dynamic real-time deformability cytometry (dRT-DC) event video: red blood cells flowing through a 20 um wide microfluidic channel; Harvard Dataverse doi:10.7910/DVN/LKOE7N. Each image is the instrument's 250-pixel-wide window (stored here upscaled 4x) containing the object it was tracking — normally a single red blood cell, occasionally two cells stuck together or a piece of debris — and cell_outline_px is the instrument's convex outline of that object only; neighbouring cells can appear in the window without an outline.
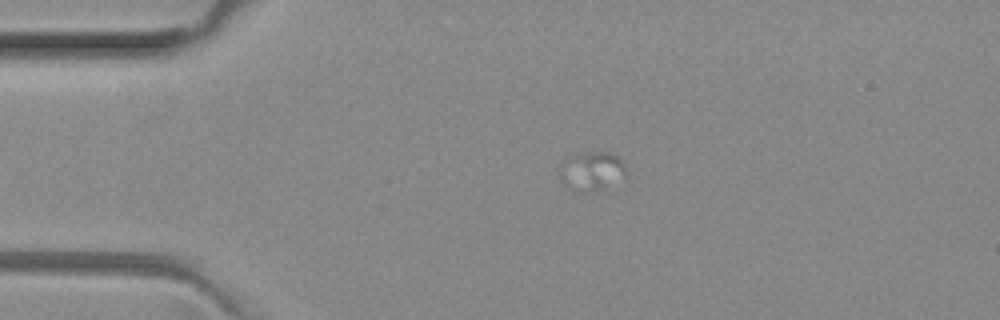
{"species": "common noctule bat (a hibernating species)", "species_latin": "Nyctalus noctula", "temperature_condition": "room temperature", "stored_images_in_passage": 4, "camera_frame_rate_fps": 3000, "um_per_image_px": 0.085, "animal": {"sex": "female", "body_mass_g": 29.2, "forearm_length_mm": 56.3}, "frame": {"image": 1, "passage_image": 3, "time_ms": 0.667, "image_size_px": [1000, 320], "cell_outline_px": [[628, 176], [604, 188], [584, 192], [572, 192], [560, 180], [560, 168], [568, 156], [588, 152], [608, 152], [616, 156], [624, 164]], "centroid_in_image_um": [50.29, 14.56], "position_along_channel_um": 34.7, "area_um2": 15.14}}
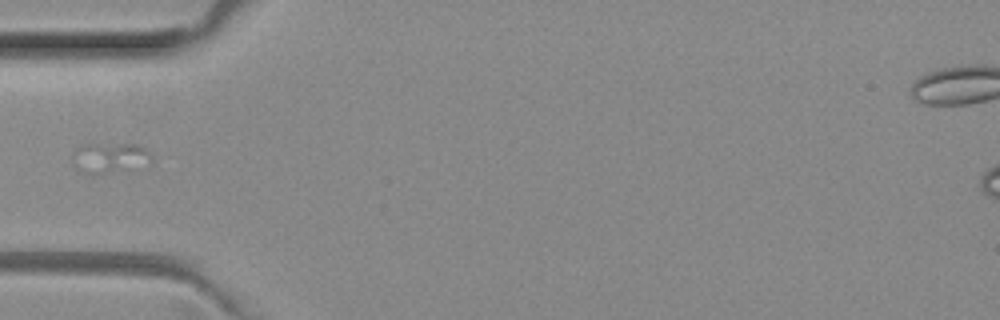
{"frame": {"image": 2, "passage_image": 4, "time_ms": 1.0, "image_size_px": [1000, 320], "cell_outline_px": [[152, 156], [92, 176], [76, 168], [72, 164], [72, 152], [84, 144], [140, 144]], "centroid_in_image_um": [9.06, 13.34], "position_along_channel_um": 75.9, "area_um2": 12.54}}